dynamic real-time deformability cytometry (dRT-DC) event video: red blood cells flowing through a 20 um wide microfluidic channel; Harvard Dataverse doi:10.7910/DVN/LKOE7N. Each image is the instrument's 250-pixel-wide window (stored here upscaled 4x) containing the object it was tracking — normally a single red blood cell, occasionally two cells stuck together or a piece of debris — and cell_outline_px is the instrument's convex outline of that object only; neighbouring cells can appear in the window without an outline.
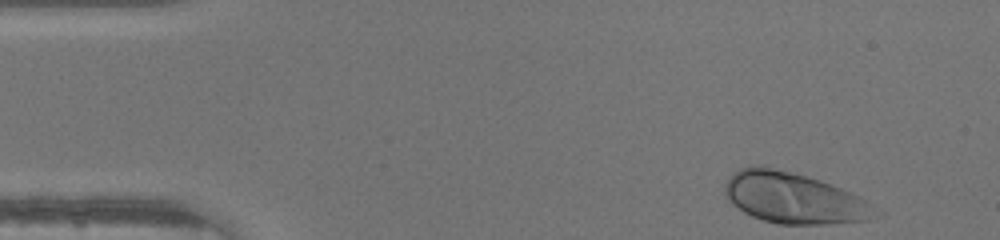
{"species": "human", "species_latin": "Homo sapiens", "temperature_condition": "warm", "stored_images_in_passage": 43, "camera_frame_rate_fps": 3000, "um_per_image_px": 0.085, "donor": {"sex": "male"}, "frame": {"image": 1, "passage_image": 1, "time_ms": 0.0, "image_size_px": [1000, 240], "cell_outline_px": [[868, 220], [828, 224], [780, 224], [764, 220], [752, 216], [744, 212], [732, 204], [724, 196], [724, 184], [732, 172], [740, 168], [752, 164], [760, 164], [792, 172], [820, 180], [840, 188], [868, 200]], "centroid_in_image_um": [67.29, 16.79], "position_along_channel_um": 17.7, "area_um2": 44.1}}
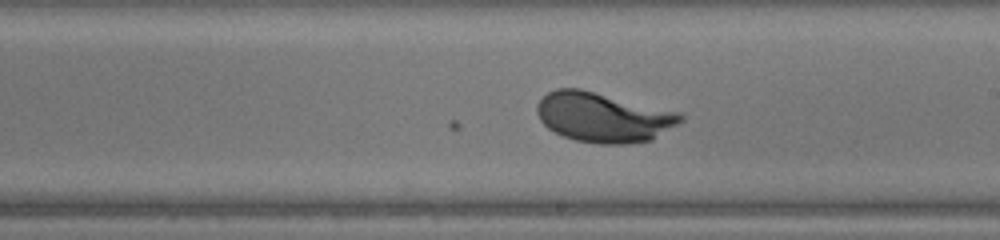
{"frame": {"image": 2, "passage_image": 23, "time_ms": 7.333, "image_size_px": [1000, 240], "cell_outline_px": [[684, 120], [652, 140], [628, 144], [600, 144], [576, 140], [564, 136], [548, 128], [540, 120], [536, 112], [536, 104], [548, 92], [556, 88], [580, 88], [680, 112], [684, 116]], "centroid_in_image_um": [51.29, 9.96], "position_along_channel_um": 237.7, "area_um2": 41.67}}
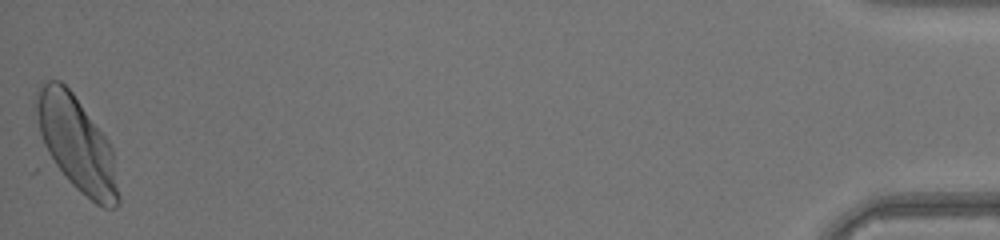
{"frame": {"image": 3, "passage_image": 43, "time_ms": 14.0, "image_size_px": [1000, 240], "cell_outline_px": [[120, 204], [116, 208], [104, 208], [96, 204], [80, 192], [52, 164], [44, 144], [40, 132], [32, 100], [36, 92], [48, 80], [60, 80], [72, 92], [108, 140], [112, 148], [120, 196]], "centroid_in_image_um": [6.51, 12.25], "position_along_channel_um": 428.7, "area_um2": 45.49}}